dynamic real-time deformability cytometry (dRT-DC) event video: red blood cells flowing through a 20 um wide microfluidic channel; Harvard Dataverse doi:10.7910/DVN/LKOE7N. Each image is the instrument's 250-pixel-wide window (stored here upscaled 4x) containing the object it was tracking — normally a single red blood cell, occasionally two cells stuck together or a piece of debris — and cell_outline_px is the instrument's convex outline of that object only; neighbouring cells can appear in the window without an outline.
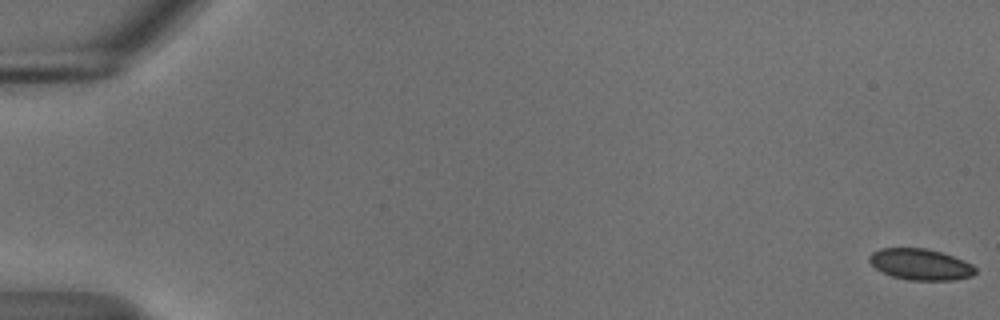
{"species": "common noctule bat (a hibernating species)", "species_latin": "Nyctalus noctula", "temperature_condition": "cold", "stored_images_in_passage": 56, "camera_frame_rate_fps": 3000, "um_per_image_px": 0.085, "animal": {"sex": "male", "body_mass_g": 18.8}, "frame": {"image": 1, "passage_image": 1, "time_ms": 0.0, "image_size_px": [1000, 320], "cell_outline_px": [[976, 272], [972, 276], [952, 280], [908, 280], [892, 276], [880, 272], [868, 260], [868, 256], [872, 252], [880, 248], [924, 248], [940, 252], [964, 260], [972, 264], [976, 268]], "centroid_in_image_um": [78.22, 22.47], "position_along_channel_um": 6.8, "area_um2": 19.31}}
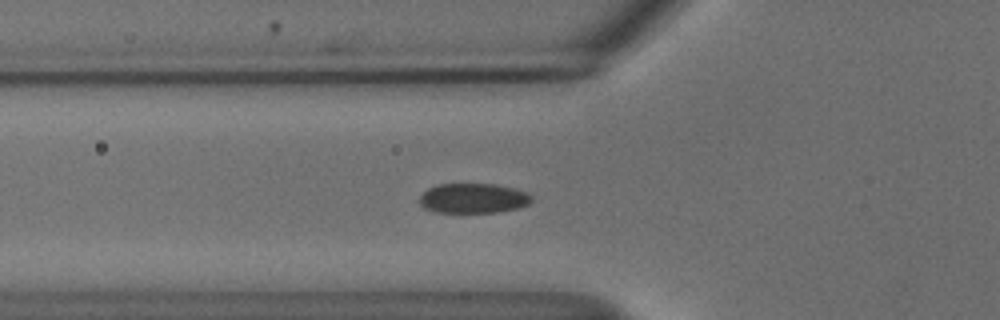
{"frame": {"image": 2, "passage_image": 21, "time_ms": 6.667, "image_size_px": [1000, 320], "cell_outline_px": [[532, 200], [528, 204], [520, 208], [500, 212], [436, 212], [424, 208], [420, 204], [420, 196], [428, 188], [440, 184], [496, 184], [528, 192], [532, 196]], "centroid_in_image_um": [40.25, 16.85], "position_along_channel_um": 85.5, "area_um2": 19.54}}
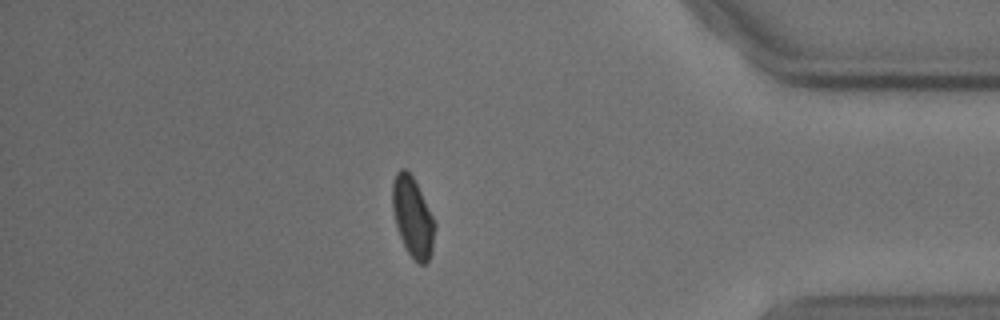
{"frame": {"image": 3, "passage_image": 49, "time_ms": 16.0, "image_size_px": [1000, 320], "cell_outline_px": [[436, 228], [432, 252], [428, 260], [424, 264], [420, 264], [408, 252], [400, 236], [396, 224], [392, 208], [392, 184], [396, 172], [400, 168], [404, 168], [412, 176], [436, 224]], "centroid_in_image_um": [35.08, 18.45], "position_along_channel_um": 400.1, "area_um2": 19.36}, "authors_computed_cell_mechanics": {"area_um2": 20.0855, "velocity_mm_per_s": 3.6805, "shape_relaxation_time_tau1_ms": 2.7056, "shape_relaxation_time_tau2_ms": 1.6818, "deformation_change_tau1": 0.0767, "deformation_change_tau2": 0.0401}}